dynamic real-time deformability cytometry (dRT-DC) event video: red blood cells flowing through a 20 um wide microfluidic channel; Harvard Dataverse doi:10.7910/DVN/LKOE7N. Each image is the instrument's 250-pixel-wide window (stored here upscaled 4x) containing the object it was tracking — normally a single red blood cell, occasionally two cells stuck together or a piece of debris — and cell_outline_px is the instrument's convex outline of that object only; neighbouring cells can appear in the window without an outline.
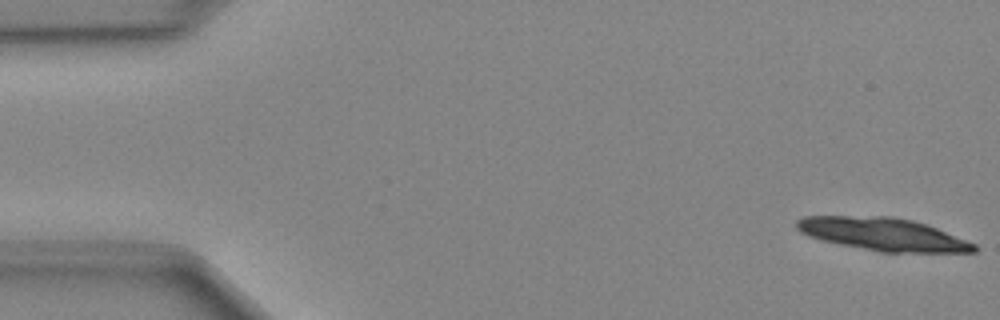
{"species": "Egyptian fruit bat (a non-hibernating species)", "species_latin": "Rousettus aegyptiacus", "temperature_condition": "cold", "stored_images_in_passage": 21, "camera_frame_rate_fps": 3000, "um_per_image_px": 0.085, "animal": {"sex": "female"}, "frame": {"image": 1, "passage_image": 1, "time_ms": 0.0, "image_size_px": [1000, 320], "cell_outline_px": [[976, 252], [880, 252], [820, 240], [808, 236], [800, 232], [796, 228], [796, 220], [804, 216], [892, 216], [912, 220], [936, 228], [976, 244]], "centroid_in_image_um": [75.0, 19.9], "position_along_channel_um": 10.0, "area_um2": 33.76}}